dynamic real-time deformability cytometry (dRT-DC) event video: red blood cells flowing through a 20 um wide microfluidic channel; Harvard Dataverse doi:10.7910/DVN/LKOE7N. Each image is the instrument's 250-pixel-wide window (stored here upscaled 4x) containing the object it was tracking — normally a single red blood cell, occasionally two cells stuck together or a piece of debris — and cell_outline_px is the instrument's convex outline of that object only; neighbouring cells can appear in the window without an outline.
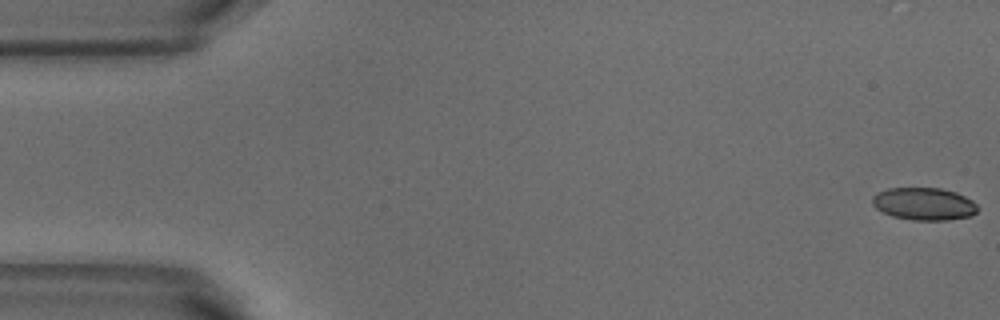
{"species": "common noctule bat (a hibernating species)", "species_latin": "Nyctalus noctula", "temperature_condition": "warm", "stored_images_in_passage": 52, "camera_frame_rate_fps": 3000, "um_per_image_px": 0.085, "animal": {"sex": "male", "body_mass_g": 18.8}, "frame": {"image": 1, "passage_image": 1, "time_ms": 0.0, "image_size_px": [1000, 320], "cell_outline_px": [[980, 208], [972, 216], [948, 220], [912, 220], [892, 216], [876, 208], [872, 204], [872, 196], [888, 188], [940, 188], [956, 192], [972, 200]], "centroid_in_image_um": [78.57, 17.33], "position_along_channel_um": 6.4, "area_um2": 20.0}}
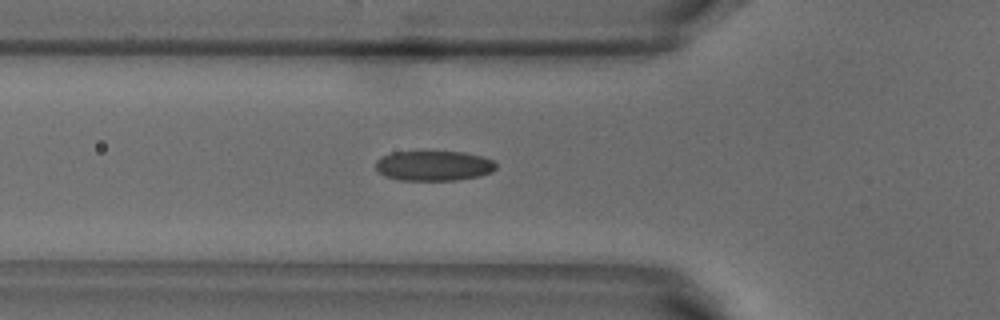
{"frame": {"image": 2, "passage_image": 18, "time_ms": 5.667, "image_size_px": [1000, 320], "cell_outline_px": [[496, 168], [492, 172], [480, 176], [456, 180], [396, 180], [384, 176], [376, 172], [376, 160], [392, 152], [464, 152], [480, 156], [492, 160], [496, 164]], "centroid_in_image_um": [36.84, 14.1], "position_along_channel_um": 89.0, "area_um2": 21.1}}
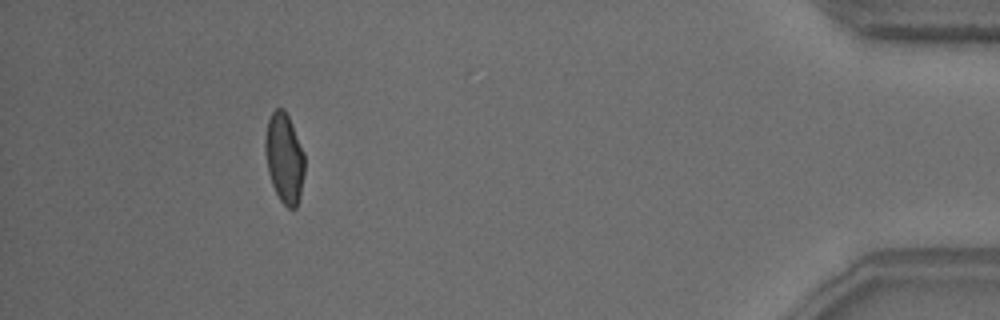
{"frame": {"image": 3, "passage_image": 48, "time_ms": 15.667, "image_size_px": [1000, 320], "cell_outline_px": [[304, 172], [300, 196], [296, 208], [288, 208], [280, 200], [272, 184], [268, 172], [264, 148], [264, 140], [268, 120], [272, 112], [276, 108], [284, 108], [292, 124], [304, 152]], "centroid_in_image_um": [24.16, 13.42], "position_along_channel_um": 411.0, "area_um2": 20.63}, "authors_computed_cell_mechanics": {"area_um2": 20.808, "velocity_mm_per_s": 3.8387, "shape_relaxation_time_tau1_ms": 7.6188, "shape_relaxation_time_tau2_ms": 0.9824, "deformation_change_tau1": 0.2158, "deformation_change_tau2": 0.0648}}